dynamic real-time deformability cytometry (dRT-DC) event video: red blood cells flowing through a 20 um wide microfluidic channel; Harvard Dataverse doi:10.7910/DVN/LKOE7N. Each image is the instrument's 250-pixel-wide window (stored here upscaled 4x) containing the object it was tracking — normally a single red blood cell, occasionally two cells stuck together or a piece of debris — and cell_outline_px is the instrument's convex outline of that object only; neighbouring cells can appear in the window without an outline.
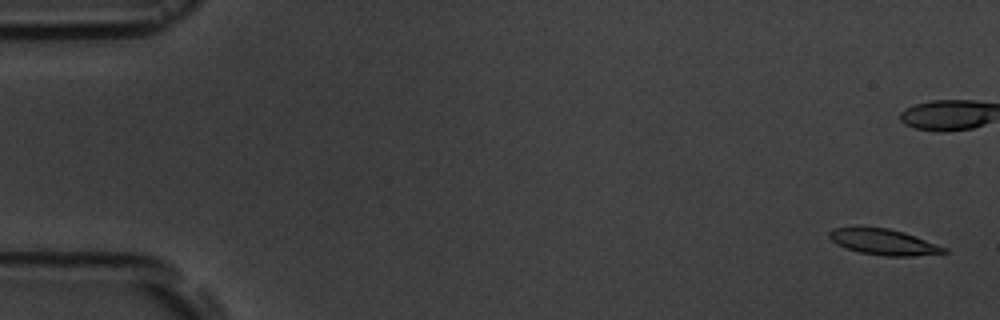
{"species": "common noctule bat (a hibernating species)", "species_latin": "Nyctalus noctula", "temperature_condition": "room temperature", "stored_images_in_passage": 6, "camera_frame_rate_fps": 3000, "um_per_image_px": 0.085, "animal": {"sex": "male", "body_mass_g": 19.5, "forearm_length_mm": 54.6}, "frame": {"image": 1, "passage_image": 1, "time_ms": 0.0, "image_size_px": [1000, 320], "cell_outline_px": [[948, 252], [912, 256], [884, 256], [860, 252], [844, 248], [836, 244], [828, 236], [828, 232], [836, 228], [888, 228], [904, 232], [916, 236], [948, 248]], "centroid_in_image_um": [75.13, 20.58], "position_along_channel_um": 9.9, "area_um2": 17.11}}